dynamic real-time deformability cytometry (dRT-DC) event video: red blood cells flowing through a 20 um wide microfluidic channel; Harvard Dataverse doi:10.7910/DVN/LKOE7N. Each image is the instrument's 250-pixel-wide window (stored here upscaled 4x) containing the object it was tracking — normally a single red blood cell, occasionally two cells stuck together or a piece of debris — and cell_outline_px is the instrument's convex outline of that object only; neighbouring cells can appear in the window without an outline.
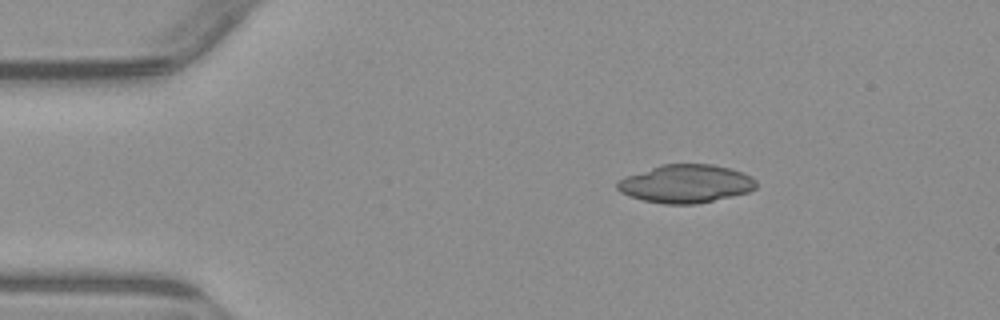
{"species": "common noctule bat (a hibernating species)", "species_latin": "Nyctalus noctula", "temperature_condition": "warm", "stored_images_in_passage": 5, "camera_frame_rate_fps": 3000, "um_per_image_px": 0.085, "animal": {"sex": "male", "body_mass_g": 23.1, "forearm_length_mm": 52.7}, "frame": {"image": 1, "passage_image": 1, "time_ms": 0.0, "image_size_px": [1000, 320], "cell_outline_px": [[756, 188], [748, 192], [732, 196], [696, 204], [664, 204], [644, 200], [628, 196], [620, 192], [616, 188], [616, 184], [620, 180], [628, 176], [660, 164], [712, 164], [728, 168], [752, 176], [756, 180]], "centroid_in_image_um": [58.3, 15.62], "position_along_channel_um": 26.7, "area_um2": 30.75}}